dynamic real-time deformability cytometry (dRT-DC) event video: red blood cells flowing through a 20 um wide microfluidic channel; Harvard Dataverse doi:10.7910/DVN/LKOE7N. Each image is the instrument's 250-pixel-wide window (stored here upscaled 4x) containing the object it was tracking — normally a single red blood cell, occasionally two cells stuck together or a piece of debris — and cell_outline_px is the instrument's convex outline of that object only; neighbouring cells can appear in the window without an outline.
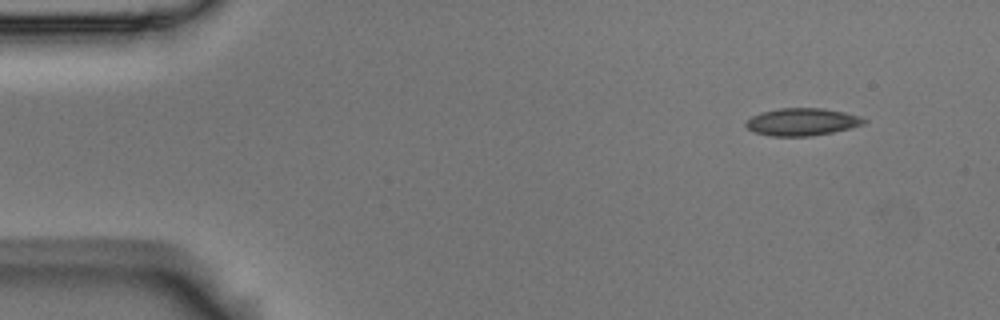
{"species": "Egyptian fruit bat (a non-hibernating species)", "species_latin": "Rousettus aegyptiacus", "temperature_condition": "room temperature", "stored_images_in_passage": 51, "camera_frame_rate_fps": 3000, "um_per_image_px": 0.085, "animal": {"sex": "male"}, "frame": {"image": 1, "passage_image": 1, "time_ms": 0.0, "image_size_px": [1000, 320], "cell_outline_px": [[868, 120], [864, 124], [832, 132], [812, 136], [772, 136], [756, 132], [748, 128], [744, 124], [752, 116], [760, 112], [780, 108], [824, 108], [844, 112], [860, 116]], "centroid_in_image_um": [68.19, 10.35], "position_along_channel_um": 16.8, "area_um2": 18.79}}
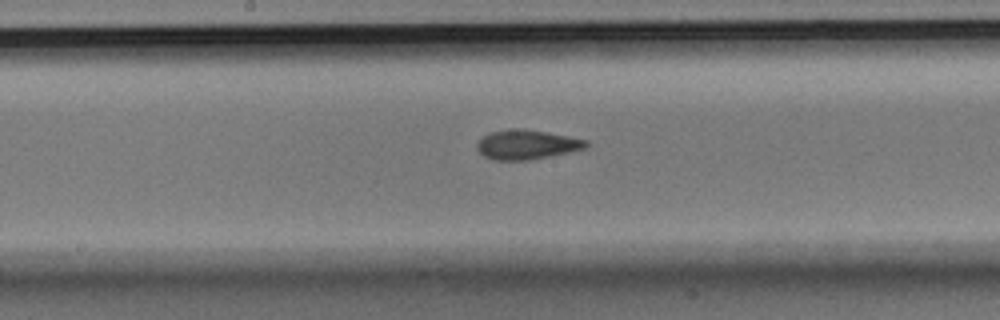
{"frame": {"image": 2, "passage_image": 24, "time_ms": 7.667, "image_size_px": [1000, 320], "cell_outline_px": [[592, 144], [584, 148], [568, 152], [528, 160], [492, 160], [484, 156], [476, 148], [476, 144], [488, 132], [512, 128], [516, 128], [544, 132], [568, 136], [588, 140]], "centroid_in_image_um": [44.76, 12.29], "position_along_channel_um": 203.4, "area_um2": 18.61}}
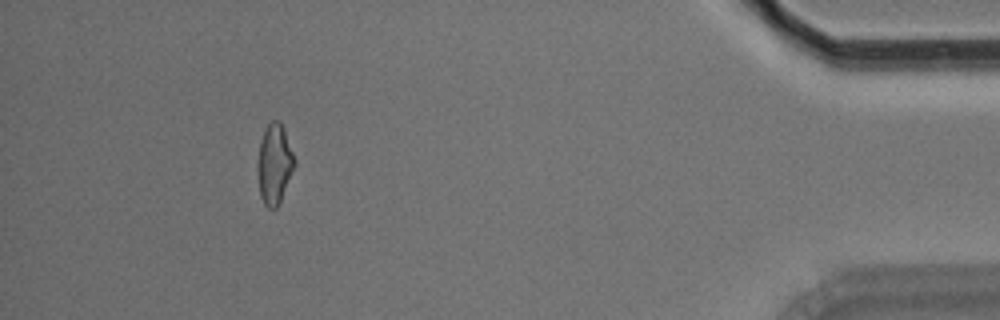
{"frame": {"image": 3, "passage_image": 46, "time_ms": 15.0, "image_size_px": [1000, 320], "cell_outline_px": [[296, 164], [280, 200], [276, 208], [268, 208], [264, 204], [260, 196], [260, 140], [268, 124], [272, 120], [280, 120], [284, 128], [296, 160]], "centroid_in_image_um": [23.38, 13.9], "position_along_channel_um": 411.8, "area_um2": 16.53}, "authors_computed_cell_mechanics": {"area_um2": 17.9758, "velocity_mm_per_s": 3.6579, "shape_relaxation_time_tau1_ms": 4.7862, "shape_relaxation_time_tau2_ms": 2.1919, "deformation_change_tau1": 0.1252, "deformation_change_tau2": 0.0825}}